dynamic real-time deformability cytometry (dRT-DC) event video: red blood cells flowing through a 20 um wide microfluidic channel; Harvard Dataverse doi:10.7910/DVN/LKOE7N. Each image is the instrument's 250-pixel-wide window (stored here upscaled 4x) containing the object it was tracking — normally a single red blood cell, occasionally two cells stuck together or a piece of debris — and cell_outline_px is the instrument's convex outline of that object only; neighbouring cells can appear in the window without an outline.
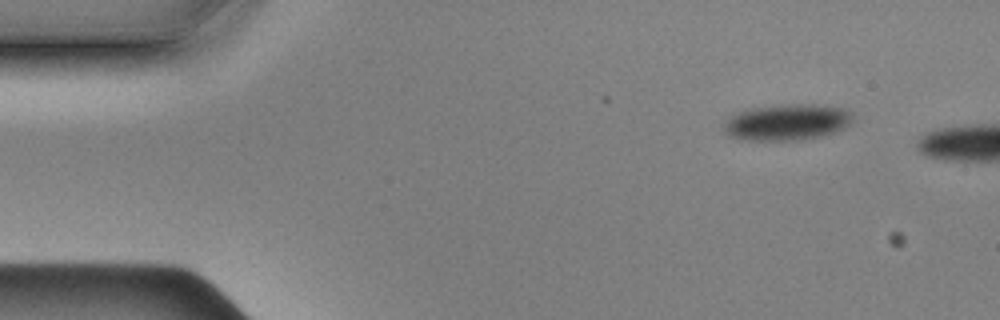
{"species": "Egyptian fruit bat (a non-hibernating species)", "species_latin": "Rousettus aegyptiacus", "temperature_condition": "cold", "stored_images_in_passage": 4, "camera_frame_rate_fps": 3000, "um_per_image_px": 0.085, "animal": {"sex": "male"}, "frame": {"image": 1, "passage_image": 1, "time_ms": 0.0, "image_size_px": [1000, 320], "cell_outline_px": [[852, 124], [836, 132], [824, 136], [796, 140], [744, 140], [728, 136], [724, 132], [720, 124], [728, 116], [752, 108], [792, 104], [812, 104], [844, 108], [852, 116]], "centroid_in_image_um": [66.85, 10.4], "position_along_channel_um": 18.1, "area_um2": 27.46}}